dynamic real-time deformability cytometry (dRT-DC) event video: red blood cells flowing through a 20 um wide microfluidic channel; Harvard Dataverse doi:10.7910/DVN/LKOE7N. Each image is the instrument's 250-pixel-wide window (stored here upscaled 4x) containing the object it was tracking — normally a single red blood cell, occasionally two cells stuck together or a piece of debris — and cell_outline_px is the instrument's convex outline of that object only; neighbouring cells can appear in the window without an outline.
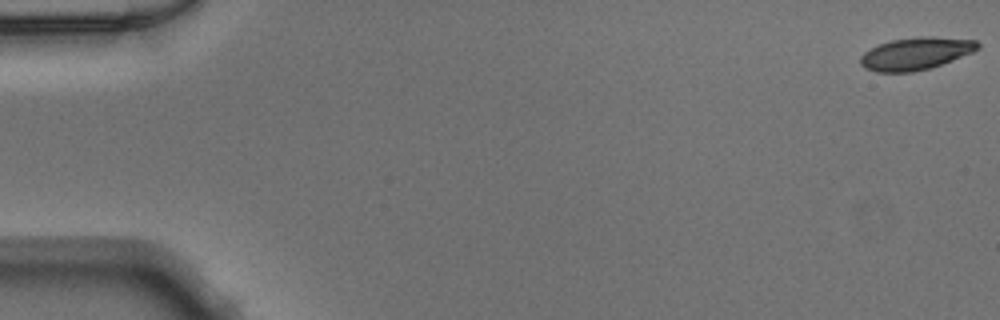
{"species": "Egyptian fruit bat (a non-hibernating species)", "species_latin": "Rousettus aegyptiacus", "temperature_condition": "warm", "stored_images_in_passage": 50, "camera_frame_rate_fps": 3000, "um_per_image_px": 0.085, "animal": {"sex": "male"}, "frame": {"image": 1, "passage_image": 1, "time_ms": 0.0, "image_size_px": [1000, 320], "cell_outline_px": [[980, 48], [972, 52], [952, 60], [928, 68], [912, 72], [876, 72], [864, 68], [860, 64], [860, 56], [864, 52], [880, 44], [892, 40], [920, 36], [928, 36], [976, 40], [980, 44]], "centroid_in_image_um": [77.83, 4.55], "position_along_channel_um": 7.2, "area_um2": 21.96}}
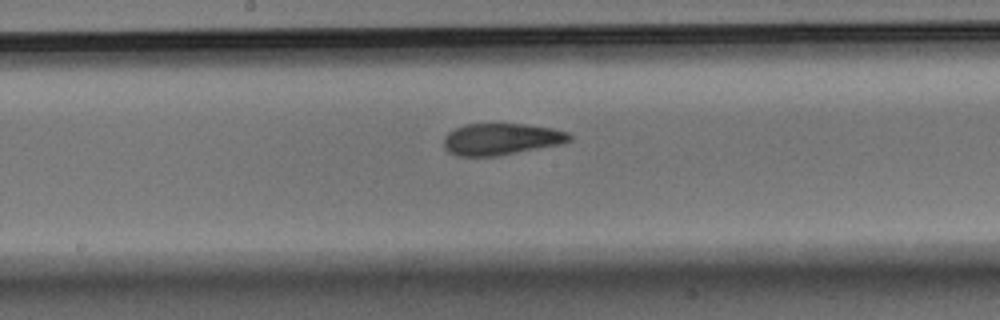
{"frame": {"image": 2, "passage_image": 27, "time_ms": 8.667, "image_size_px": [1000, 320], "cell_outline_px": [[572, 140], [564, 144], [496, 156], [456, 156], [448, 152], [444, 148], [444, 136], [448, 132], [464, 124], [524, 124], [552, 128], [568, 132], [572, 136]], "centroid_in_image_um": [42.62, 11.83], "position_along_channel_um": 205.6, "area_um2": 23.41}}
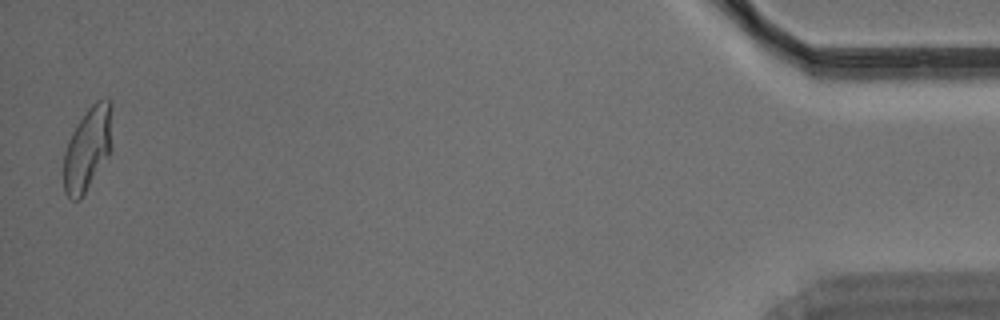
{"frame": {"image": 3, "passage_image": 50, "time_ms": 16.333, "image_size_px": [1000, 320], "cell_outline_px": [[112, 148], [108, 156], [80, 200], [72, 200], [64, 192], [64, 152], [68, 140], [72, 132], [88, 108], [96, 100], [108, 96], [112, 100]], "centroid_in_image_um": [7.48, 12.58], "position_along_channel_um": 427.7, "area_um2": 23.93}}